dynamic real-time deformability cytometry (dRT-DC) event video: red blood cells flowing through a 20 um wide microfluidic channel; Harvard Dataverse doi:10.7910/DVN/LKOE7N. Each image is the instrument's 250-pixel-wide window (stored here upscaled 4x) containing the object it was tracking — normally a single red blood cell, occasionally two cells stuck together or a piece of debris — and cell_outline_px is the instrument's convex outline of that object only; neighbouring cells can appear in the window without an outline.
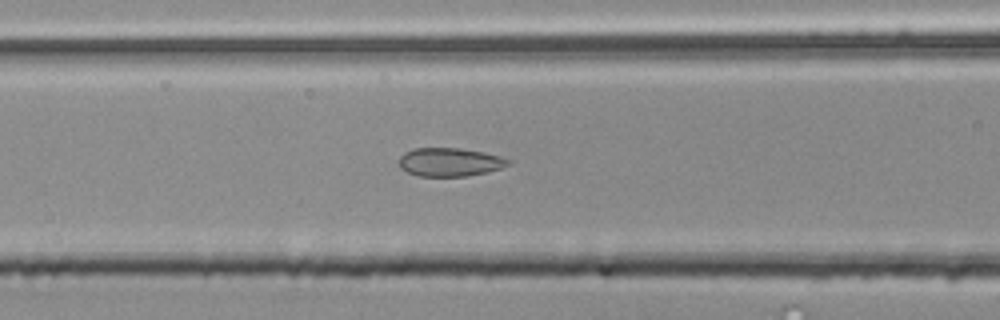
{"species": "common noctule bat (a hibernating species)", "species_latin": "Nyctalus noctula", "temperature_condition": "room temperature", "stored_images_in_passage": 53, "segment_of_instrument_passage": [2, 2], "camera_frame_rate_fps": 3000, "um_per_image_px": 0.085, "animal": {"sex": "male", "body_mass_g": 20.4}, "frame": {"image": 1, "passage_image": 21, "time_ms": 6.667, "image_size_px": [1000, 320], "cell_outline_px": [[512, 160], [508, 164], [500, 168], [488, 172], [468, 176], [416, 176], [400, 168], [400, 156], [404, 152], [412, 148], [460, 148], [484, 152], [500, 156]], "centroid_in_image_um": [38.22, 13.77], "position_along_channel_um": 128.4, "area_um2": 18.21}}
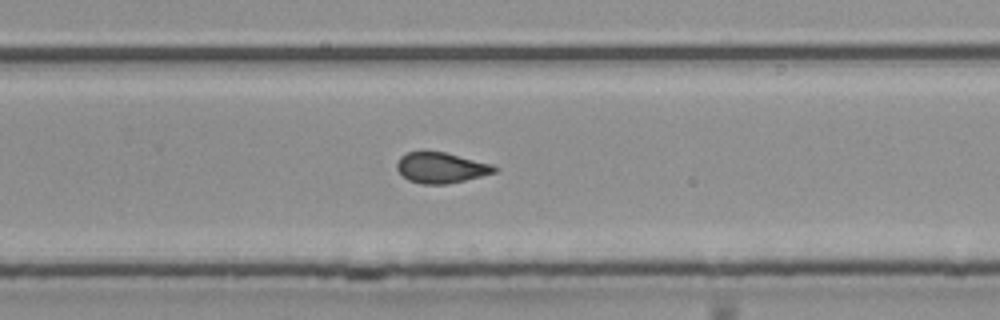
{"frame": {"image": 2, "passage_image": 34, "time_ms": 11.0, "image_size_px": [1000, 320], "cell_outline_px": [[496, 172], [448, 184], [420, 184], [408, 180], [396, 168], [396, 164], [400, 156], [408, 152], [420, 148], [424, 148], [444, 152], [492, 164], [496, 168]], "centroid_in_image_um": [37.41, 14.21], "position_along_channel_um": 292.4, "area_um2": 17.74}}
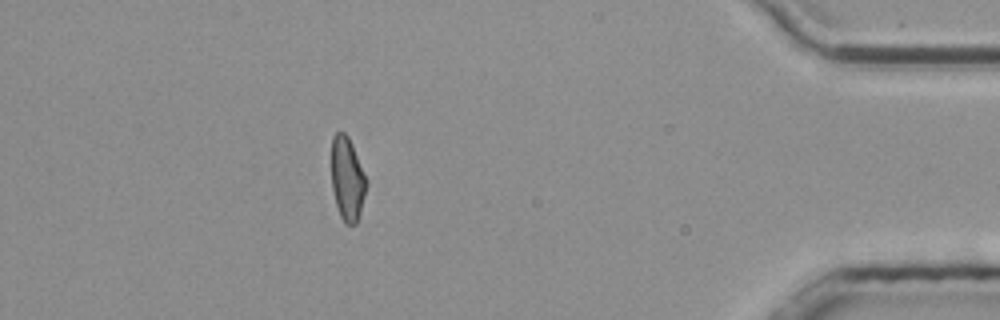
{"frame": {"image": 3, "passage_image": 47, "time_ms": 15.333, "image_size_px": [1000, 320], "cell_outline_px": [[368, 184], [360, 212], [356, 224], [344, 224], [340, 216], [336, 204], [332, 188], [332, 136], [336, 132], [344, 132], [348, 136], [352, 144], [368, 180]], "centroid_in_image_um": [29.53, 15.2], "position_along_channel_um": 405.7, "area_um2": 17.11}}